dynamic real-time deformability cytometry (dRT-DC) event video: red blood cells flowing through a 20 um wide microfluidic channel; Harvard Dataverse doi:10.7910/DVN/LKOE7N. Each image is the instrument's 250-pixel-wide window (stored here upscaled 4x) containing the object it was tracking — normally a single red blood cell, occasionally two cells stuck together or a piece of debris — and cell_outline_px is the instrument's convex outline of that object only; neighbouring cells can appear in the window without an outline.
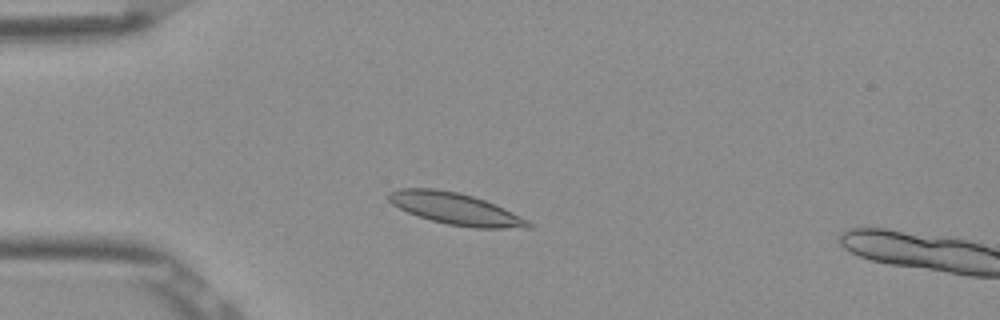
{"species": "Egyptian fruit bat (a non-hibernating species)", "species_latin": "Rousettus aegyptiacus", "temperature_condition": "room temperature", "stored_images_in_passage": 4, "camera_frame_rate_fps": 3000, "um_per_image_px": 0.085, "frame": {"image": 1, "passage_image": 3, "time_ms": 0.667, "image_size_px": [1000, 320], "cell_outline_px": [[532, 228], [476, 228], [448, 224], [432, 220], [408, 212], [392, 204], [384, 196], [388, 192], [400, 188], [432, 188], [460, 192], [484, 200], [504, 208], [528, 220], [532, 224]], "centroid_in_image_um": [38.69, 17.73], "position_along_channel_um": 46.3, "area_um2": 25.72}}